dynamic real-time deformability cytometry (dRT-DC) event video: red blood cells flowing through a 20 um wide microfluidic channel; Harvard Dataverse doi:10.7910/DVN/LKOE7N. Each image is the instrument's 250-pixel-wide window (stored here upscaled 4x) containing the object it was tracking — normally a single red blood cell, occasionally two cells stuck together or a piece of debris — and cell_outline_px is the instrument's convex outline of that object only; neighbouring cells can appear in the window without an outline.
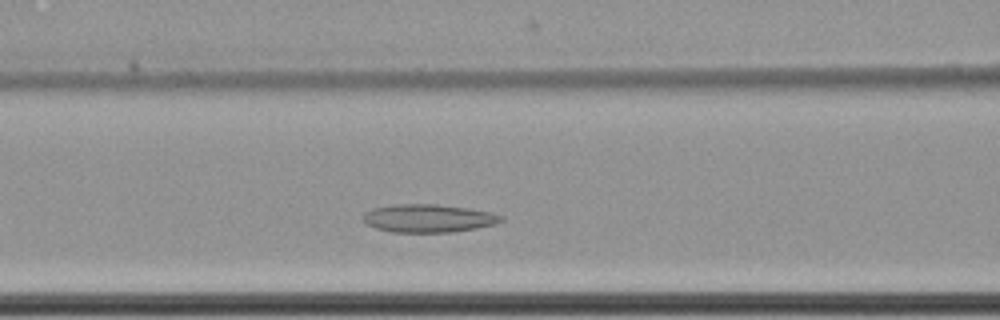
{"species": "common noctule bat (a hibernating species)", "species_latin": "Nyctalus noctula", "temperature_condition": "cold", "stored_images_in_passage": 36, "camera_frame_rate_fps": 3000, "um_per_image_px": 0.085, "animal": {"sex": "female", "body_mass_g": 22.7, "forearm_length_mm": 54.2}, "frame": {"image": 1, "passage_image": 11, "time_ms": 3.333, "image_size_px": [1000, 320], "cell_outline_px": [[504, 220], [496, 224], [476, 228], [452, 232], [392, 232], [376, 228], [368, 224], [364, 220], [364, 212], [372, 208], [392, 204], [436, 204], [468, 208], [492, 212], [504, 216]], "centroid_in_image_um": [36.44, 18.55], "position_along_channel_um": 130.2, "area_um2": 22.66}}
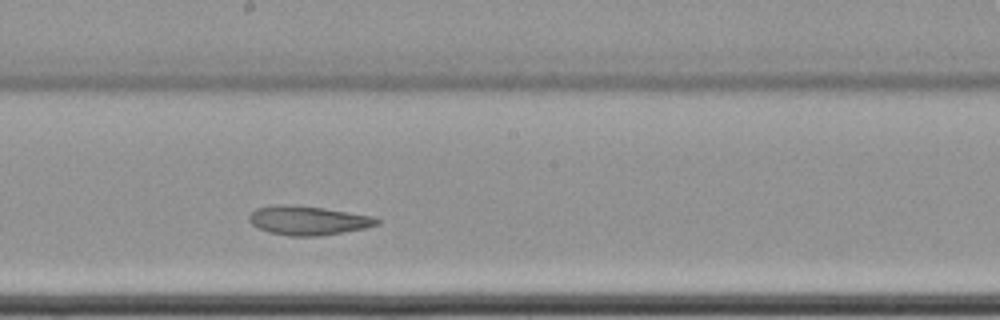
{"frame": {"image": 2, "passage_image": 19, "time_ms": 6.0, "image_size_px": [1000, 320], "cell_outline_px": [[380, 224], [364, 228], [320, 236], [288, 236], [268, 232], [252, 224], [248, 220], [248, 216], [256, 208], [272, 204], [292, 204], [324, 208], [372, 216], [380, 220]], "centroid_in_image_um": [26.15, 18.73], "position_along_channel_um": 222.1, "area_um2": 21.73}}
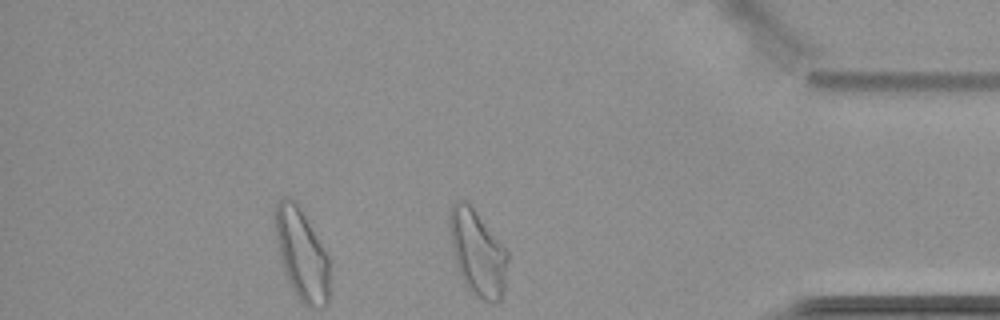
{"frame": {"image": 3, "passage_image": 36, "time_ms": 11.667, "image_size_px": [1000, 320], "cell_outline_px": [[508, 260], [504, 288], [500, 300], [484, 300], [468, 292], [460, 276], [456, 264], [448, 232], [448, 216], [452, 204], [456, 200], [464, 200], [472, 208], [508, 252]], "centroid_in_image_um": [40.54, 21.5], "position_along_channel_um": 394.7, "area_um2": 28.78}, "authors_computed_cell_mechanics": {"area_um2": 22.7154, "velocity_mm_per_s": 3.4482, "shape_relaxation_time_tau1_ms": null, "shape_relaxation_time_tau2_ms": 3.1326, "deformation_change_tau1": null, "deformation_change_tau2": 0.0678}}